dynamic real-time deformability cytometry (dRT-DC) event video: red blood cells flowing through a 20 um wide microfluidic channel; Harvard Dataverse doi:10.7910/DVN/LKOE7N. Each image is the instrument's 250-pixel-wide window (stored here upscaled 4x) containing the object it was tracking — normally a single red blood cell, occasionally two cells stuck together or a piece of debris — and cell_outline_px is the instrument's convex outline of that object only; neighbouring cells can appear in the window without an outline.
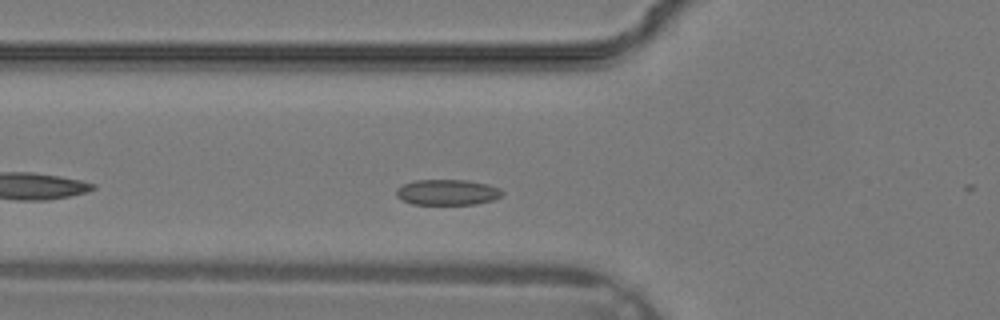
{"species": "common noctule bat (a hibernating species)", "species_latin": "Nyctalus noctula", "temperature_condition": "warm", "stored_images_in_passage": 28, "camera_frame_rate_fps": 3000, "um_per_image_px": 0.085, "animal": {"sex": "male", "body_mass_g": 19.2, "forearm_length_mm": 51.8}, "frame": {"image": 1, "passage_image": 4, "time_ms": 1.0, "image_size_px": [1000, 320], "cell_outline_px": [[504, 192], [500, 196], [492, 200], [476, 204], [412, 204], [396, 196], [396, 188], [404, 184], [416, 180], [468, 180], [488, 184], [500, 188]], "centroid_in_image_um": [38.04, 16.33], "position_along_channel_um": 87.8, "area_um2": 15.78}}
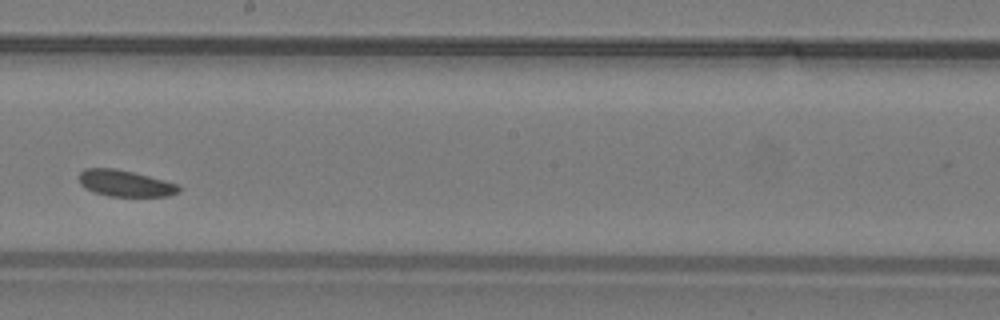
{"frame": {"image": 2, "passage_image": 12, "time_ms": 3.667, "image_size_px": [1000, 320], "cell_outline_px": [[180, 192], [168, 196], [108, 196], [92, 192], [84, 188], [80, 184], [80, 172], [84, 168], [116, 168], [180, 184]], "centroid_in_image_um": [10.64, 15.59], "position_along_channel_um": 237.6, "area_um2": 15.43}}
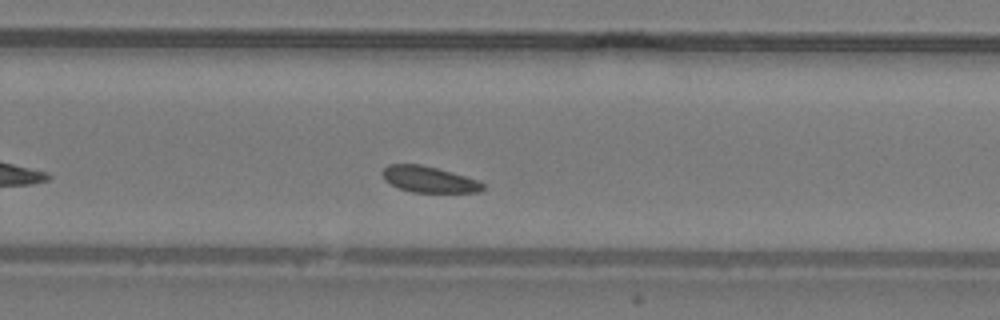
{"frame": {"image": 3, "passage_image": 15, "time_ms": 4.667, "image_size_px": [1000, 320], "cell_outline_px": [[484, 188], [480, 192], [412, 192], [400, 188], [384, 180], [380, 172], [388, 164], [420, 164], [452, 172], [476, 180], [484, 184]], "centroid_in_image_um": [36.42, 15.24], "position_along_channel_um": 293.4, "area_um2": 15.14}}